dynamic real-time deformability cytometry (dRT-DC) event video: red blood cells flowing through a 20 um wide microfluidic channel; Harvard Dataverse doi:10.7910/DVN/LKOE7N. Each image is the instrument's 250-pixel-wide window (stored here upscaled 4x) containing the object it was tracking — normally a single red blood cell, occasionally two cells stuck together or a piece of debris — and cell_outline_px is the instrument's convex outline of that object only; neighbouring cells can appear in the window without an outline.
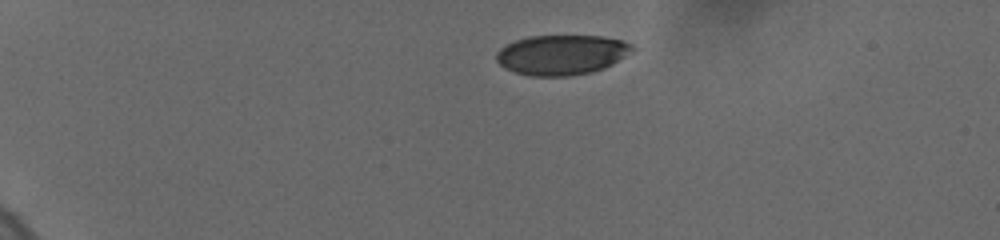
{"species": "human", "species_latin": "Homo sapiens", "temperature_condition": "cold", "stored_images_in_passage": 18, "camera_frame_rate_fps": 3000, "um_per_image_px": 0.085, "donor": {"sex": "female"}, "frame": {"image": 1, "passage_image": 1, "time_ms": 0.0, "image_size_px": [1000, 240], "cell_outline_px": [[636, 48], [612, 64], [604, 68], [588, 72], [568, 76], [528, 76], [504, 68], [496, 60], [496, 52], [500, 48], [516, 40], [528, 36], [604, 36], [624, 40], [632, 44]], "centroid_in_image_um": [47.74, 4.65], "position_along_channel_um": 37.3, "area_um2": 31.62}}
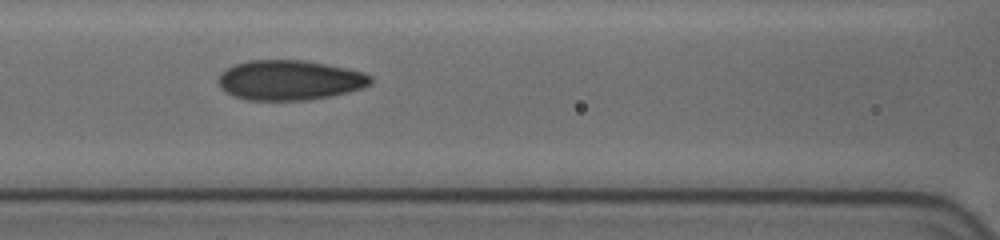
{"frame": {"image": 2, "passage_image": 15, "time_ms": 5.0, "image_size_px": [1000, 240], "cell_outline_px": [[372, 84], [348, 92], [332, 96], [308, 100], [244, 100], [232, 96], [220, 88], [216, 80], [220, 72], [236, 64], [248, 60], [300, 60], [324, 64], [364, 72], [372, 76]], "centroid_in_image_um": [24.57, 6.82], "position_along_channel_um": 142.0, "area_um2": 35.6}}
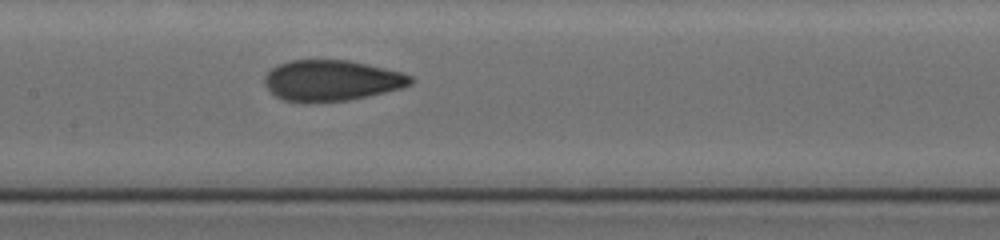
{"frame": {"image": 3, "passage_image": 18, "time_ms": 6.0, "image_size_px": [1000, 240], "cell_outline_px": [[416, 80], [412, 84], [400, 88], [384, 92], [348, 100], [308, 104], [304, 104], [284, 100], [276, 96], [264, 84], [264, 76], [272, 68], [288, 60], [348, 60], [368, 64], [404, 72], [412, 76]], "centroid_in_image_um": [28.19, 6.85], "position_along_channel_um": 179.2, "area_um2": 35.14}}